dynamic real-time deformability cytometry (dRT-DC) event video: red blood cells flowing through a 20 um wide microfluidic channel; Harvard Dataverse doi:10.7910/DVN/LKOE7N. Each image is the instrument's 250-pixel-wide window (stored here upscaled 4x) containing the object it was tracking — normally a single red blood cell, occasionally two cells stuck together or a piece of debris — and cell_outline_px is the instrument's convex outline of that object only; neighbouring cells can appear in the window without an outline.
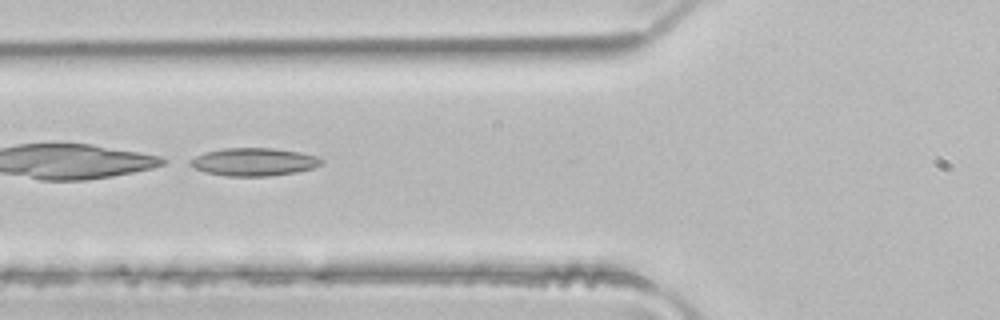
{"species": "common noctule bat (a hibernating species)", "species_latin": "Nyctalus noctula", "temperature_condition": "room temperature", "stored_images_in_passage": 4, "camera_frame_rate_fps": 3000, "um_per_image_px": 0.085, "animal": {"sex": "male", "body_mass_g": 21.5, "forearm_length_mm": 52.0}, "frame": {"image": 1, "passage_image": 3, "time_ms": 0.667, "image_size_px": [1000, 320], "cell_outline_px": [[324, 160], [320, 164], [312, 168], [296, 172], [268, 176], [224, 176], [204, 172], [192, 168], [188, 164], [188, 160], [204, 152], [224, 148], [272, 148], [300, 152], [320, 156]], "centroid_in_image_um": [21.54, 13.76], "position_along_channel_um": 104.3, "area_um2": 21.56}}
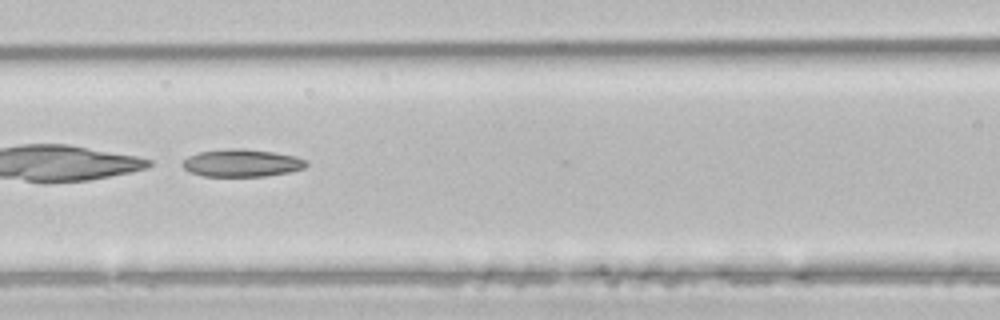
{"frame": {"image": 2, "passage_image": 4, "time_ms": 1.0, "image_size_px": [1000, 320], "cell_outline_px": [[308, 164], [304, 168], [288, 172], [268, 176], [204, 176], [188, 172], [180, 164], [188, 156], [200, 152], [228, 148], [244, 148], [272, 152], [296, 156], [308, 160]], "centroid_in_image_um": [20.55, 13.85], "position_along_channel_um": 146.0, "area_um2": 20.0}}